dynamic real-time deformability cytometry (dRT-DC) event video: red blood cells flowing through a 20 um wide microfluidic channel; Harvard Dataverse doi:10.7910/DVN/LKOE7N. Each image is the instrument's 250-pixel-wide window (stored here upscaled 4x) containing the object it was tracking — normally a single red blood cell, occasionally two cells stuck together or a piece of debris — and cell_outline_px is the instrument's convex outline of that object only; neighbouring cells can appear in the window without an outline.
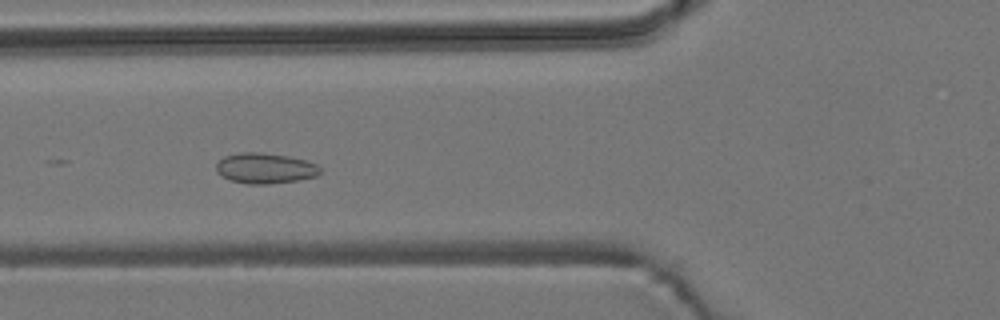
{"species": "common noctule bat (a hibernating species)", "species_latin": "Nyctalus noctula", "temperature_condition": "room temperature", "stored_images_in_passage": 7, "camera_frame_rate_fps": 3000, "um_per_image_px": 0.085, "animal": {"sex": "male", "body_mass_g": 19.2, "forearm_length_mm": 51.8}, "frame": {"image": 1, "passage_image": 7, "time_ms": 2.0, "image_size_px": [1000, 320], "cell_outline_px": [[320, 172], [316, 176], [300, 180], [268, 184], [248, 184], [232, 180], [220, 176], [216, 172], [216, 164], [224, 156], [240, 152], [260, 152], [288, 156], [304, 160], [316, 164], [320, 168]], "centroid_in_image_um": [22.51, 14.3], "position_along_channel_um": 103.3, "area_um2": 18.5}}